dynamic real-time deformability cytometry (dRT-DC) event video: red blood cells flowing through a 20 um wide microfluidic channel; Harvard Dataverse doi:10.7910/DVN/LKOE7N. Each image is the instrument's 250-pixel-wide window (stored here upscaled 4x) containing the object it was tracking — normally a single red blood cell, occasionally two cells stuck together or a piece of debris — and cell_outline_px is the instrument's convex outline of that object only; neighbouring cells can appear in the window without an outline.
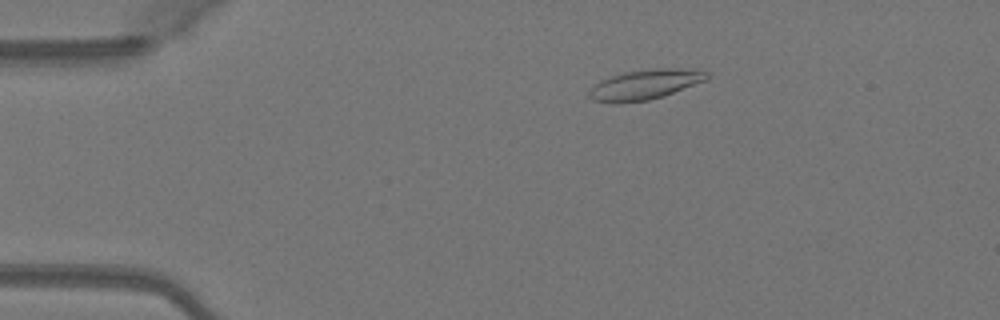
{"species": "Egyptian fruit bat (a non-hibernating species)", "species_latin": "Rousettus aegyptiacus", "temperature_condition": "warm", "stored_images_in_passage": 44, "camera_frame_rate_fps": 3000, "um_per_image_px": 0.085, "animal": {"sex": "female"}, "frame": {"image": 1, "passage_image": 3, "time_ms": 0.667, "image_size_px": [1000, 320], "cell_outline_px": [[708, 80], [664, 96], [648, 100], [592, 100], [588, 96], [588, 92], [596, 84], [612, 76], [624, 72], [656, 68], [692, 68], [708, 72]], "centroid_in_image_um": [54.97, 7.13], "position_along_channel_um": 30.0, "area_um2": 19.88}}
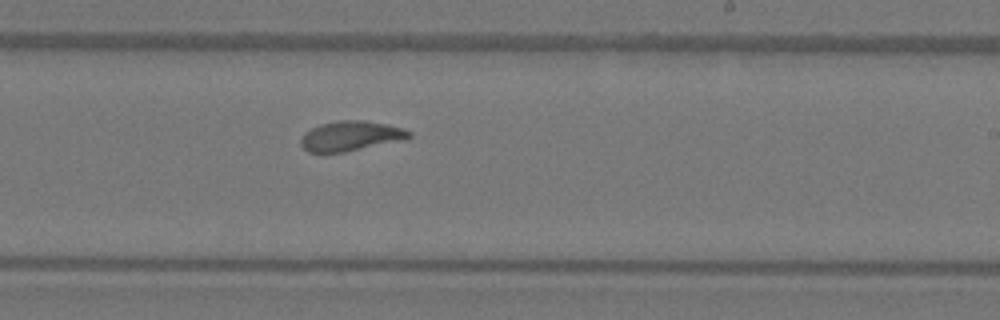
{"frame": {"image": 2, "passage_image": 24, "time_ms": 7.667, "image_size_px": [1000, 320], "cell_outline_px": [[412, 136], [408, 140], [344, 152], [308, 152], [300, 144], [300, 140], [304, 132], [320, 124], [340, 120], [364, 120], [388, 124], [404, 128], [412, 132]], "centroid_in_image_um": [29.88, 11.56], "position_along_channel_um": 259.1, "area_um2": 19.19}}
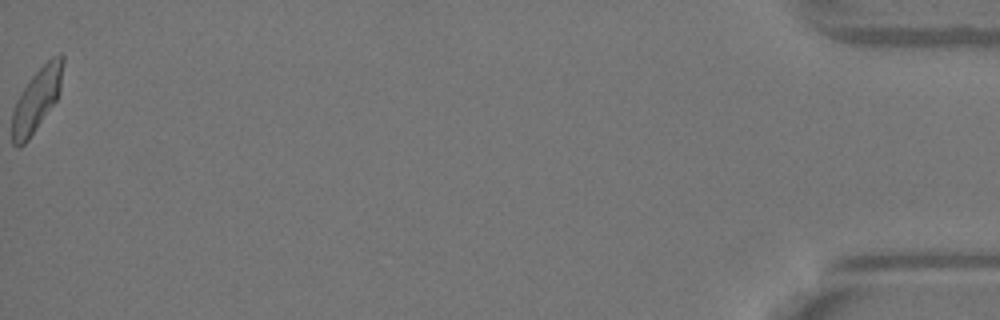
{"frame": {"image": 3, "passage_image": 44, "time_ms": 14.333, "image_size_px": [1000, 320], "cell_outline_px": [[64, 60], [60, 92], [56, 100], [28, 140], [20, 148], [16, 148], [12, 144], [12, 112], [16, 100], [20, 92], [32, 76], [52, 56], [60, 52], [64, 56]], "centroid_in_image_um": [3.11, 8.47], "position_along_channel_um": 432.1, "area_um2": 18.73}, "authors_computed_cell_mechanics": {"area_um2": 18.785, "velocity_mm_per_s": 4.0704, "shape_relaxation_time_tau1_ms": 4.348, "shape_relaxation_time_tau2_ms": 1.4454, "deformation_change_tau1": 0.1568, "deformation_change_tau2": 0.0697}}